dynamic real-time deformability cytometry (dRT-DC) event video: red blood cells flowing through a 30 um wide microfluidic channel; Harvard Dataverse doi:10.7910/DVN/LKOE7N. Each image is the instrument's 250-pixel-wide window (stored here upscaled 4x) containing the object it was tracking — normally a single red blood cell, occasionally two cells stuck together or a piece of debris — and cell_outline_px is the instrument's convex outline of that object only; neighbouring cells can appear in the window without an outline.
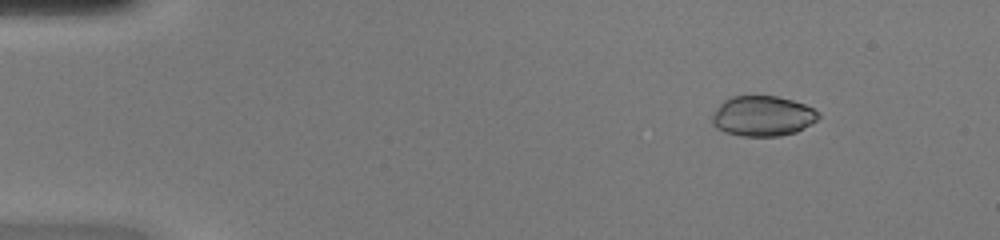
{"species": "common noctule bat (a hibernating species)", "species_latin": "Nyctalus noctula", "temperature_condition": "warm", "stored_images_in_passage": 44, "camera_frame_rate_fps": 3000, "um_per_image_px": 0.085, "animal": {"sex": "female", "body_mass_g": 20.0, "forearm_length_mm": 54.0}, "frame": {"image": 1, "passage_image": 2, "time_ms": 0.333, "image_size_px": [1000, 240], "cell_outline_px": [[820, 116], [816, 120], [796, 132], [780, 136], [740, 136], [724, 132], [716, 128], [712, 124], [712, 116], [716, 108], [724, 100], [732, 96], [776, 96], [792, 100], [804, 104], [820, 112]], "centroid_in_image_um": [64.8, 9.87], "position_along_channel_um": 20.2, "area_um2": 24.97}}
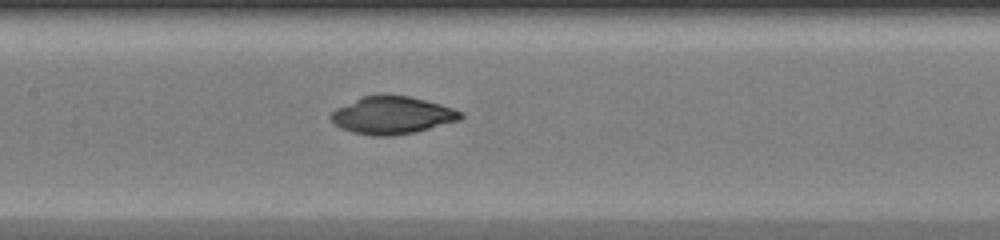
{"frame": {"image": 2, "passage_image": 20, "time_ms": 6.333, "image_size_px": [1000, 240], "cell_outline_px": [[464, 116], [460, 120], [416, 132], [392, 136], [372, 136], [352, 132], [340, 128], [332, 124], [328, 116], [336, 108], [364, 96], [408, 96], [440, 104], [464, 112]], "centroid_in_image_um": [33.32, 9.83], "position_along_channel_um": 174.1, "area_um2": 28.26}}
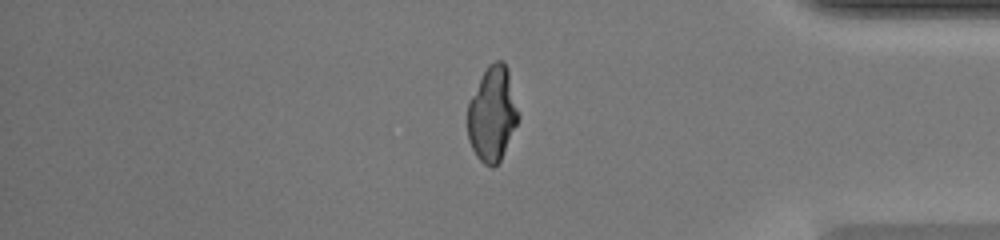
{"frame": {"image": 3, "passage_image": 37, "time_ms": 12.0, "image_size_px": [1000, 240], "cell_outline_px": [[520, 116], [500, 160], [492, 168], [484, 164], [476, 156], [468, 140], [468, 104], [488, 64], [496, 60], [504, 60], [508, 68]], "centroid_in_image_um": [41.86, 9.68], "position_along_channel_um": 393.3, "area_um2": 27.8}}